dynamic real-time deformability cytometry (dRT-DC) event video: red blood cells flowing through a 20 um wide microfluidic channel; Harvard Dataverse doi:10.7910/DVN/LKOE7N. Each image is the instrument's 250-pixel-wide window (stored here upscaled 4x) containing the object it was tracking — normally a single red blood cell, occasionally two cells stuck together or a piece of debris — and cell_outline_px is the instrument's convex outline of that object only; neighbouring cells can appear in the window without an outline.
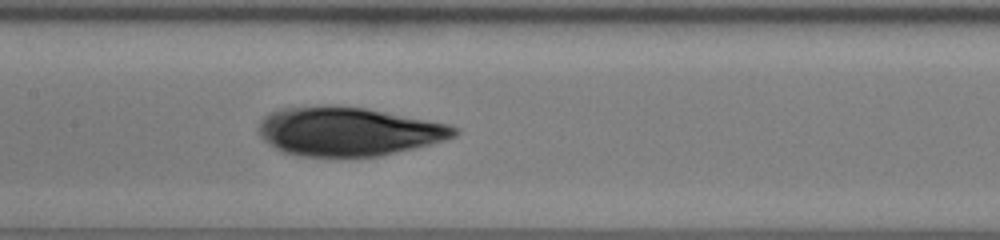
{"species": "human", "species_latin": "Homo sapiens", "temperature_condition": "room temperature", "stored_images_in_passage": 49, "camera_frame_rate_fps": 3000, "um_per_image_px": 0.085, "donor": {"sex": "female"}, "frame": {"image": 1, "passage_image": 24, "time_ms": 7.667, "image_size_px": [1000, 240], "cell_outline_px": [[460, 132], [456, 136], [444, 140], [380, 156], [300, 156], [280, 152], [268, 144], [256, 132], [256, 128], [260, 120], [264, 116], [272, 112], [284, 108], [364, 108], [448, 124], [460, 128]], "centroid_in_image_um": [29.58, 11.21], "position_along_channel_um": 177.8, "area_um2": 54.62}}